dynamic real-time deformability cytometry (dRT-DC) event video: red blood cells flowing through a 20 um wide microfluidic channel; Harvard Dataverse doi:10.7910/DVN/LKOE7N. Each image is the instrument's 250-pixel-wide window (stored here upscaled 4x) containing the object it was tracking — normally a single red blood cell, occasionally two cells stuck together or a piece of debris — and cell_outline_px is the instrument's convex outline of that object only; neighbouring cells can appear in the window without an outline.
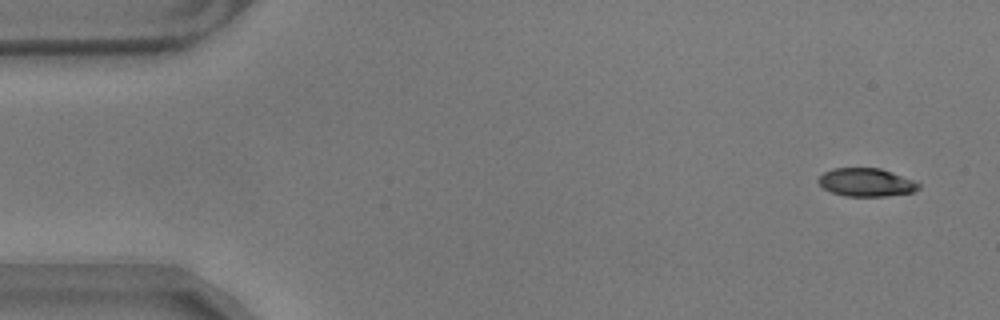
{"species": "common noctule bat (a hibernating species)", "species_latin": "Nyctalus noctula", "temperature_condition": "warm", "stored_images_in_passage": 35, "camera_frame_rate_fps": 3000, "um_per_image_px": 0.085, "animal": {"sex": "male", "body_mass_g": 17.9}, "frame": {"image": 1, "passage_image": 3, "time_ms": 0.667, "image_size_px": [1000, 320], "cell_outline_px": [[920, 188], [912, 192], [888, 196], [844, 196], [832, 192], [824, 188], [816, 180], [824, 172], [832, 168], [880, 168], [912, 180], [920, 184]], "centroid_in_image_um": [73.6, 15.5], "position_along_channel_um": 11.4, "area_um2": 16.36}}
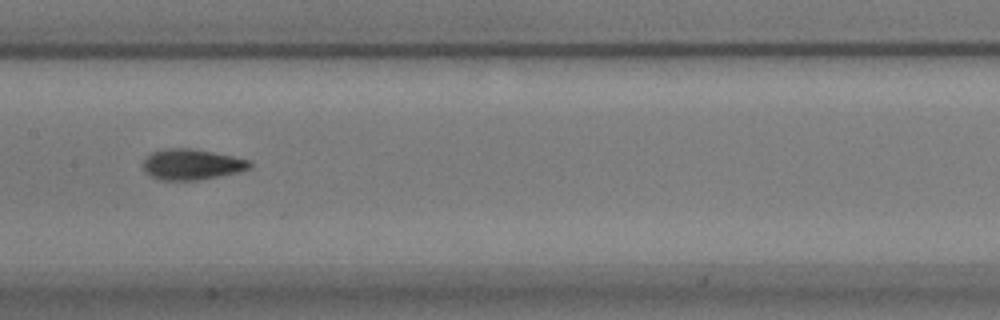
{"frame": {"image": 2, "passage_image": 28, "time_ms": 9.0, "image_size_px": [1000, 320], "cell_outline_px": [[252, 168], [240, 172], [200, 180], [160, 180], [144, 172], [144, 160], [152, 152], [168, 148], [192, 148], [252, 160]], "centroid_in_image_um": [16.35, 13.98], "position_along_channel_um": 191.0, "area_um2": 19.19}}
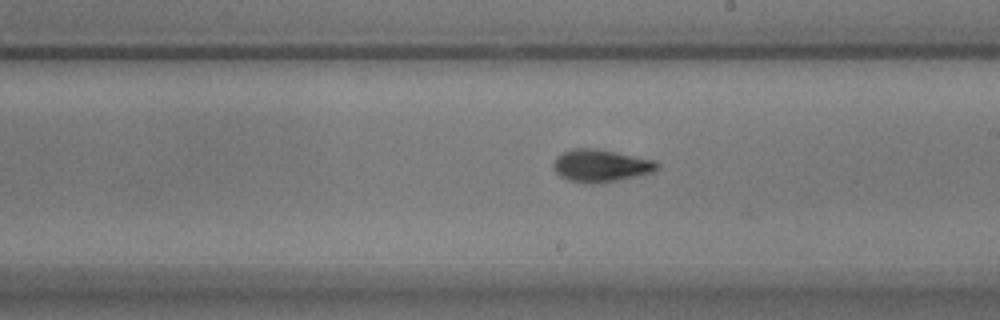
{"frame": {"image": 3, "passage_image": 32, "time_ms": 10.333, "image_size_px": [1000, 320], "cell_outline_px": [[660, 168], [652, 172], [636, 176], [600, 184], [584, 184], [568, 180], [560, 176], [552, 168], [552, 164], [556, 156], [572, 148], [596, 148], [656, 160], [660, 164]], "centroid_in_image_um": [51.06, 14.09], "position_along_channel_um": 237.9, "area_um2": 20.0}}